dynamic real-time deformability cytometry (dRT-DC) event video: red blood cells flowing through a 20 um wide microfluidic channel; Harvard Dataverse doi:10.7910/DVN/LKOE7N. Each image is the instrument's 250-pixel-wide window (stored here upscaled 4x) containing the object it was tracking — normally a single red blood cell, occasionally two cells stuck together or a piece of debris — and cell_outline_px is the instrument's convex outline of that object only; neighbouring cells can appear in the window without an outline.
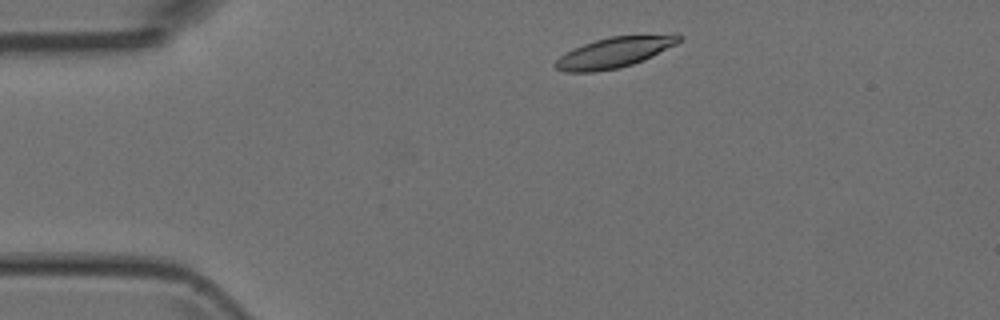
{"species": "Egyptian fruit bat (a non-hibernating species)", "species_latin": "Rousettus aegyptiacus", "temperature_condition": "room temperature", "stored_images_in_passage": 6, "camera_frame_rate_fps": 3000, "um_per_image_px": 0.085, "animal": {"sex": "female"}, "frame": {"image": 1, "passage_image": 1, "time_ms": 0.0, "image_size_px": [1000, 320], "cell_outline_px": [[684, 36], [676, 44], [644, 60], [620, 68], [596, 72], [564, 72], [556, 68], [552, 64], [560, 56], [584, 44], [596, 40], [612, 36], [672, 32], [676, 32]], "centroid_in_image_um": [52.31, 4.43], "position_along_channel_um": 32.7, "area_um2": 22.37}}
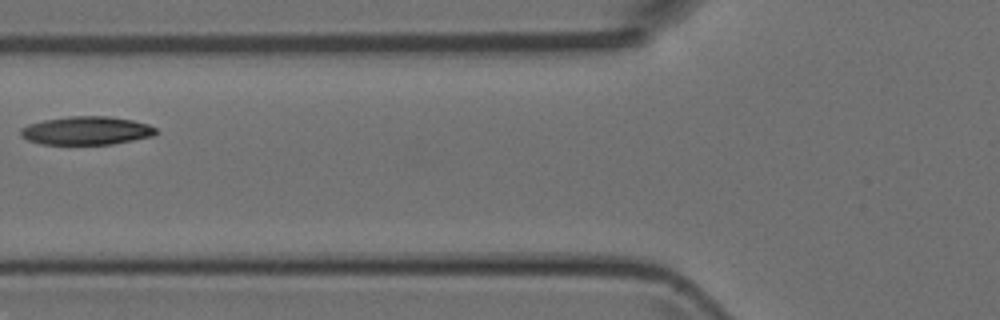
{"frame": {"image": 2, "passage_image": 4, "time_ms": 3.333, "image_size_px": [1000, 320], "cell_outline_px": [[160, 132], [152, 136], [112, 144], [40, 144], [28, 140], [20, 136], [20, 128], [28, 124], [44, 120], [68, 116], [108, 116], [132, 120], [148, 124], [156, 128]], "centroid_in_image_um": [7.34, 11.1], "position_along_channel_um": 118.5, "area_um2": 22.43}}
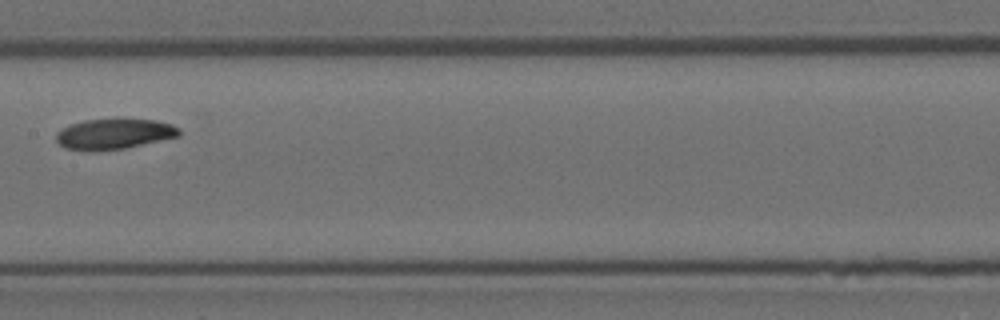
{"frame": {"image": 3, "passage_image": 6, "time_ms": 5.333, "image_size_px": [1000, 320], "cell_outline_px": [[180, 136], [124, 148], [92, 152], [88, 152], [64, 148], [56, 140], [56, 132], [60, 128], [68, 124], [84, 120], [112, 116], [120, 116], [156, 120], [172, 124], [180, 128]], "centroid_in_image_um": [9.66, 11.34], "position_along_channel_um": 197.7, "area_um2": 23.06}}